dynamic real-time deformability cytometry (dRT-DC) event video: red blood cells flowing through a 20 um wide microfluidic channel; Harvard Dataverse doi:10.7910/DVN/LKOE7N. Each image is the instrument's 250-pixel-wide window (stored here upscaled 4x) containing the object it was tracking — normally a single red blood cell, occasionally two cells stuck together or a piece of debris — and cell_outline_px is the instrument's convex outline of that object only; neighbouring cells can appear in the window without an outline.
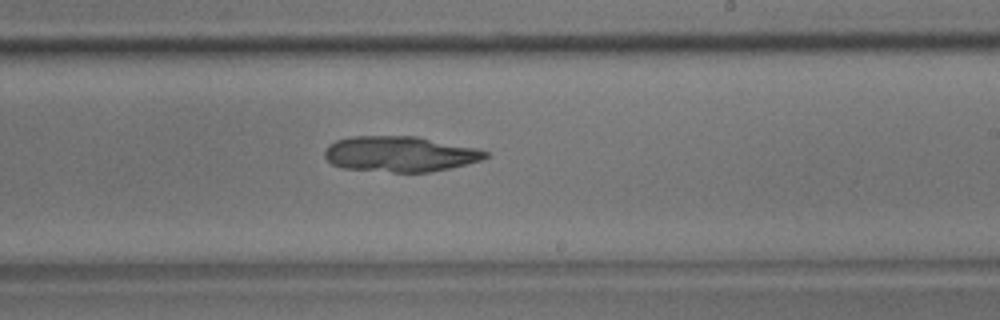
{"species": "common noctule bat (a hibernating species)", "species_latin": "Nyctalus noctula", "temperature_condition": "room temperature", "stored_images_in_passage": 52, "camera_frame_rate_fps": 3000, "um_per_image_px": 0.085, "animal": {"sex": "male", "body_mass_g": 17.9}, "frame": {"image": 1, "passage_image": 31, "time_ms": 10.0, "image_size_px": [1000, 320], "cell_outline_px": [[488, 156], [480, 160], [452, 168], [428, 172], [392, 172], [344, 168], [332, 164], [324, 156], [324, 152], [328, 144], [336, 140], [348, 136], [416, 136], [476, 148], [488, 152]], "centroid_in_image_um": [33.97, 13.08], "position_along_channel_um": 255.0, "area_um2": 33.29}}
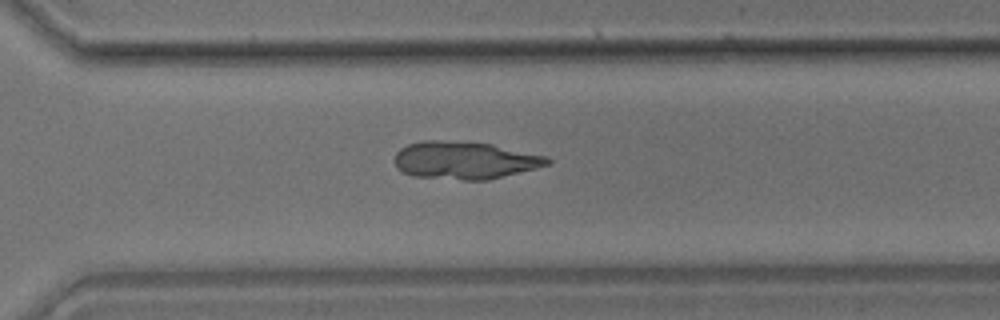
{"frame": {"image": 2, "passage_image": 37, "time_ms": 12.0, "image_size_px": [1000, 320], "cell_outline_px": [[552, 160], [548, 164], [536, 168], [488, 180], [464, 180], [412, 176], [400, 172], [396, 168], [396, 152], [400, 148], [408, 144], [420, 140], [444, 140], [492, 144], [548, 156]], "centroid_in_image_um": [39.48, 13.62], "position_along_channel_um": 331.1, "area_um2": 33.64}}
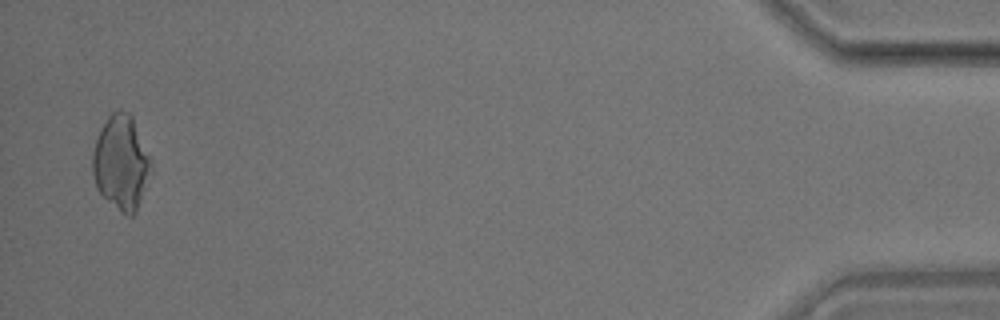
{"frame": {"image": 3, "passage_image": 51, "time_ms": 16.667, "image_size_px": [1000, 320], "cell_outline_px": [[152, 172], [136, 212], [132, 216], [124, 216], [96, 188], [92, 172], [92, 156], [96, 140], [100, 128], [108, 116], [112, 112], [120, 108], [128, 112], [132, 116], [152, 164]], "centroid_in_image_um": [10.29, 13.83], "position_along_channel_um": 424.9, "area_um2": 32.19}}